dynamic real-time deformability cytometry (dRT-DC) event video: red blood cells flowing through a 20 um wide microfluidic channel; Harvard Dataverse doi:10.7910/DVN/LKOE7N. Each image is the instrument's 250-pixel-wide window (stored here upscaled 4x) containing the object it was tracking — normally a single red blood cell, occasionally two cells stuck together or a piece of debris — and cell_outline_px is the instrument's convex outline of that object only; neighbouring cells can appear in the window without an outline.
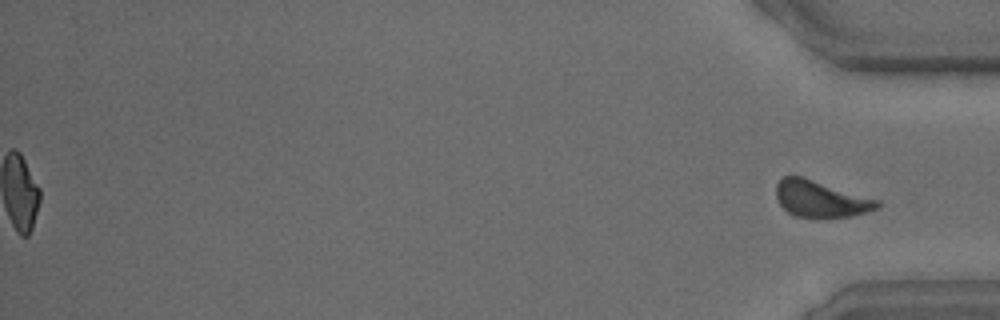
{"species": "common noctule bat (a hibernating species)", "species_latin": "Nyctalus noctula", "temperature_condition": "warm", "stored_images_in_passage": 57, "segment_of_instrument_passage": [2, 2], "camera_frame_rate_fps": 3000, "um_per_image_px": 0.085, "animal": {"sex": "male", "body_mass_g": 15.6}, "frame": {"image": 1, "passage_image": 57, "time_ms": 18.667, "image_size_px": [1000, 320], "cell_outline_px": [[880, 208], [852, 216], [796, 216], [788, 212], [776, 200], [776, 184], [784, 176], [804, 176], [880, 200]], "centroid_in_image_um": [69.77, 16.88], "position_along_channel_um": 365.4, "area_um2": 21.44}}